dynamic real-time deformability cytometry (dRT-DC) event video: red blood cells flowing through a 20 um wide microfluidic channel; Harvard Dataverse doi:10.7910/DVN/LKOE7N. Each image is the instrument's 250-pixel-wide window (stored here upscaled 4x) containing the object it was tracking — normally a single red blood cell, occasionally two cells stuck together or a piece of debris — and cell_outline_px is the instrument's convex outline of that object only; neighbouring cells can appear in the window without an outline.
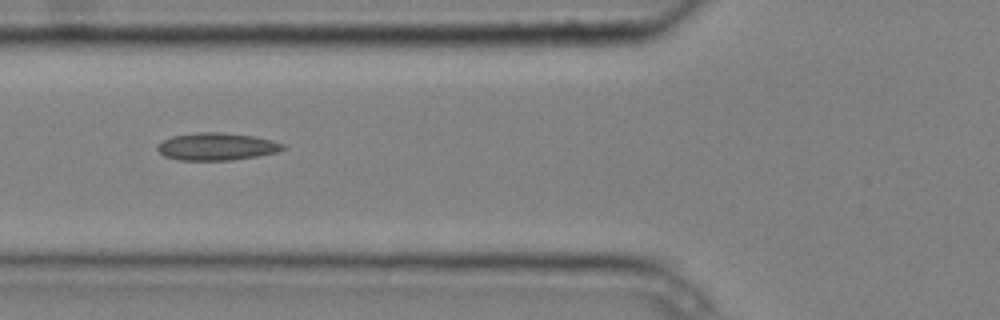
{"species": "common noctule bat (a hibernating species)", "species_latin": "Nyctalus noctula", "temperature_condition": "cold", "stored_images_in_passage": 10, "camera_frame_rate_fps": 3000, "um_per_image_px": 0.085, "animal": {"sex": "male", "body_mass_g": 20.4}, "frame": {"image": 1, "passage_image": 5, "time_ms": 1.333, "image_size_px": [1000, 320], "cell_outline_px": [[288, 148], [276, 152], [256, 156], [232, 160], [180, 160], [164, 156], [156, 148], [164, 140], [172, 136], [196, 132], [220, 132], [256, 136], [288, 144]], "centroid_in_image_um": [18.48, 12.45], "position_along_channel_um": 107.3, "area_um2": 20.17}}
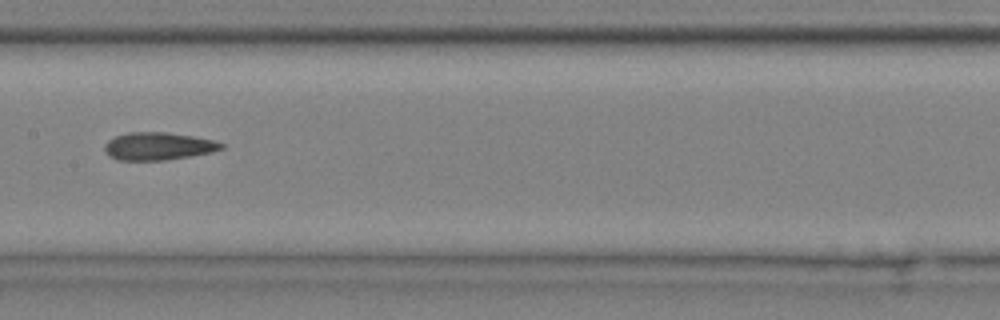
{"frame": {"image": 2, "passage_image": 7, "time_ms": 2.0, "image_size_px": [1000, 320], "cell_outline_px": [[224, 148], [212, 152], [192, 156], [164, 160], [116, 160], [104, 148], [104, 144], [108, 140], [116, 136], [128, 132], [168, 132], [192, 136], [212, 140], [224, 144]], "centroid_in_image_um": [13.46, 12.42], "position_along_channel_um": 193.9, "area_um2": 18.73}}
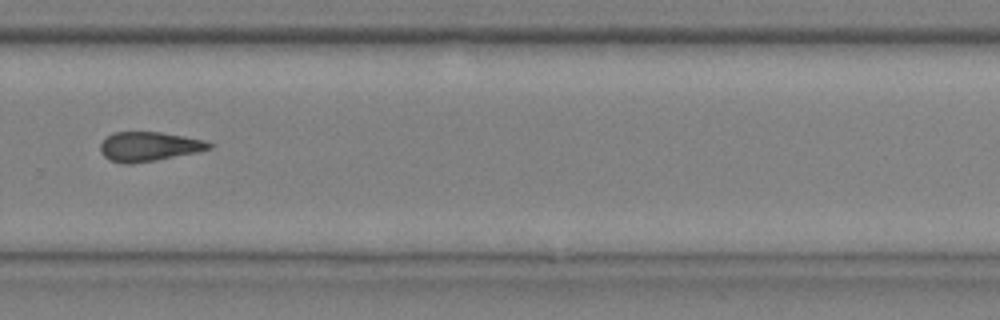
{"frame": {"image": 3, "passage_image": 10, "time_ms": 3.0, "image_size_px": [1000, 320], "cell_outline_px": [[216, 144], [212, 148], [196, 152], [156, 160], [132, 164], [124, 164], [108, 160], [100, 152], [100, 144], [108, 136], [116, 132], [160, 132], [184, 136], [204, 140]], "centroid_in_image_um": [12.67, 12.46], "position_along_channel_um": 317.1, "area_um2": 18.67}}